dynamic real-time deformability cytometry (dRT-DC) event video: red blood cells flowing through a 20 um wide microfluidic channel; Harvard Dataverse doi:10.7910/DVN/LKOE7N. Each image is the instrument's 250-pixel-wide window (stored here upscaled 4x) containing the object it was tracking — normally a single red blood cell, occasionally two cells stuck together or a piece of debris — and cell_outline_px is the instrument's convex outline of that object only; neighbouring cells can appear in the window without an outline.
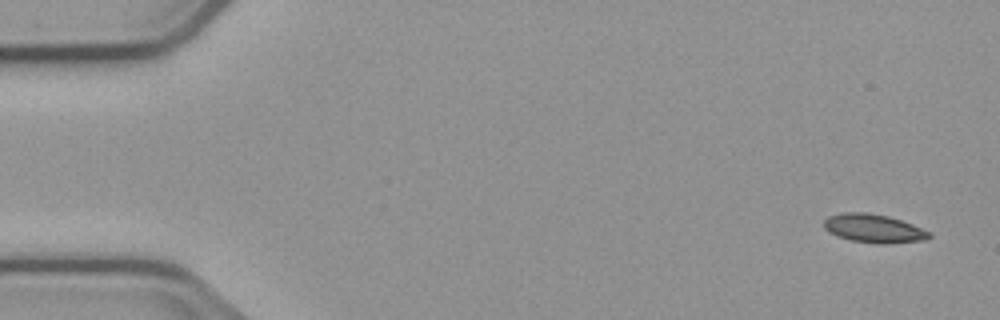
{"species": "common noctule bat (a hibernating species)", "species_latin": "Nyctalus noctula", "temperature_condition": "cold", "stored_images_in_passage": 4, "camera_frame_rate_fps": 3000, "um_per_image_px": 0.085, "animal": {"sex": "male", "body_mass_g": 23.1, "forearm_length_mm": 52.7}, "frame": {"image": 1, "passage_image": 1, "time_ms": 0.0, "image_size_px": [1000, 320], "cell_outline_px": [[932, 236], [924, 240], [884, 244], [876, 244], [852, 240], [836, 236], [828, 232], [824, 228], [824, 220], [828, 216], [844, 212], [868, 212], [888, 216], [912, 224], [932, 232]], "centroid_in_image_um": [74.26, 19.41], "position_along_channel_um": 10.7, "area_um2": 17.63}}
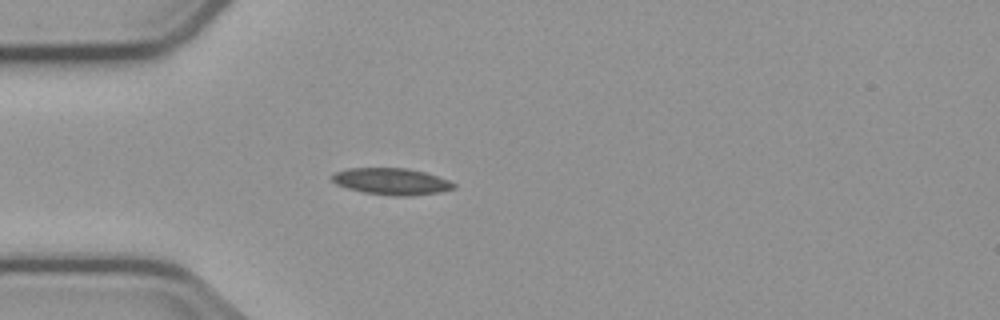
{"frame": {"image": 2, "passage_image": 4, "time_ms": 4.333, "image_size_px": [1000, 320], "cell_outline_px": [[456, 188], [440, 192], [412, 196], [392, 196], [364, 192], [348, 188], [336, 184], [332, 180], [332, 176], [336, 172], [348, 168], [408, 168], [424, 172], [448, 180], [456, 184]], "centroid_in_image_um": [33.3, 15.43], "position_along_channel_um": 51.7, "area_um2": 18.84}}